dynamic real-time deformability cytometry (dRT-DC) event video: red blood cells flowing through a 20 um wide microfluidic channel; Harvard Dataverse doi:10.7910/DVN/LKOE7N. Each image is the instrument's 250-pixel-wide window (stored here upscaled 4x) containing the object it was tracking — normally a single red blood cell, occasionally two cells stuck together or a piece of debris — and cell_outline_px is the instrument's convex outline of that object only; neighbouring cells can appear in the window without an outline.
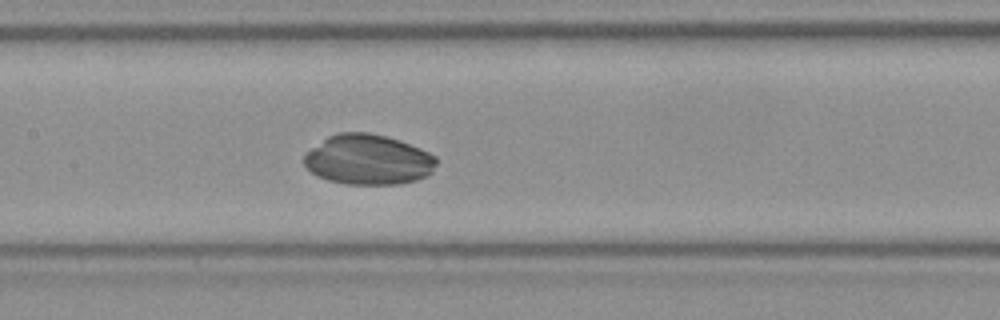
{"species": "Egyptian fruit bat (a non-hibernating species)", "species_latin": "Rousettus aegyptiacus", "temperature_condition": "room temperature", "stored_images_in_passage": 40, "camera_frame_rate_fps": 3000, "um_per_image_px": 0.085, "frame": {"image": 1, "passage_image": 16, "time_ms": 5.0, "image_size_px": [1000, 320], "cell_outline_px": [[436, 164], [432, 172], [428, 176], [416, 180], [400, 184], [348, 184], [328, 180], [316, 176], [304, 164], [304, 156], [312, 148], [328, 136], [340, 132], [368, 132], [400, 140], [420, 148], [436, 156]], "centroid_in_image_um": [31.32, 13.57], "position_along_channel_um": 176.1, "area_um2": 38.61}}
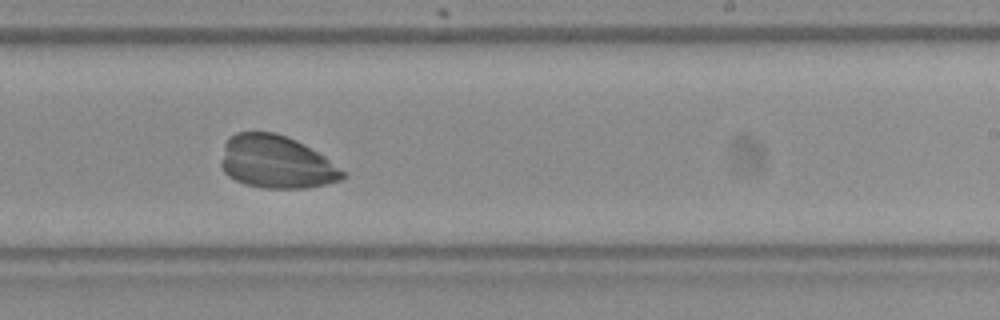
{"frame": {"image": 2, "passage_image": 23, "time_ms": 7.333, "image_size_px": [1000, 320], "cell_outline_px": [[348, 176], [340, 180], [328, 184], [308, 188], [264, 188], [244, 184], [228, 176], [224, 172], [220, 164], [220, 160], [224, 144], [228, 136], [236, 132], [276, 132], [296, 140], [304, 144], [324, 156], [348, 172]], "centroid_in_image_um": [23.49, 13.77], "position_along_channel_um": 265.5, "area_um2": 37.97}}
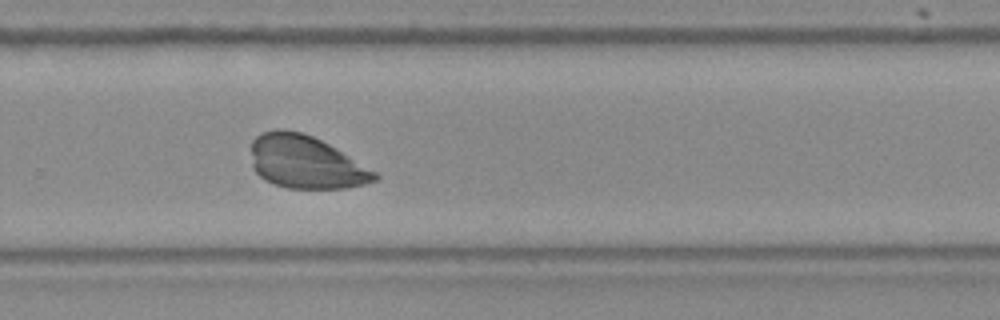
{"frame": {"image": 3, "passage_image": 26, "time_ms": 8.333, "image_size_px": [1000, 320], "cell_outline_px": [[380, 176], [376, 180], [364, 184], [344, 188], [288, 188], [264, 180], [256, 172], [252, 164], [252, 140], [260, 132], [276, 128], [284, 128], [304, 132], [328, 144], [376, 172]], "centroid_in_image_um": [25.95, 13.76], "position_along_channel_um": 303.9, "area_um2": 37.97}}